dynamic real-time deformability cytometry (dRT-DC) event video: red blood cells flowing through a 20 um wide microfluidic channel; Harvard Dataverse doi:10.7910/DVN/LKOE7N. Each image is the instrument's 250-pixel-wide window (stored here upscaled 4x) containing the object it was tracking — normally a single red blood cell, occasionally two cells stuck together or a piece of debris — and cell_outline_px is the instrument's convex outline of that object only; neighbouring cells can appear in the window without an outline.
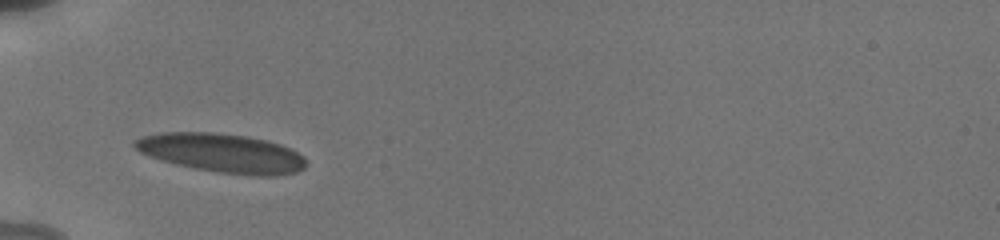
{"species": "human", "species_latin": "Homo sapiens", "temperature_condition": "cold", "stored_images_in_passage": 43, "camera_frame_rate_fps": 3000, "um_per_image_px": 0.085, "donor": {"sex": "male"}, "frame": {"image": 1, "passage_image": 1, "time_ms": 0.0, "image_size_px": [1000, 240], "cell_outline_px": [[308, 164], [304, 168], [296, 172], [276, 176], [252, 176], [220, 172], [196, 168], [176, 164], [160, 160], [140, 152], [132, 144], [136, 140], [144, 136], [160, 132], [216, 132], [248, 136], [268, 140], [280, 144], [304, 156]], "centroid_in_image_um": [18.9, 13.0], "position_along_channel_um": 66.1, "area_um2": 38.96}}
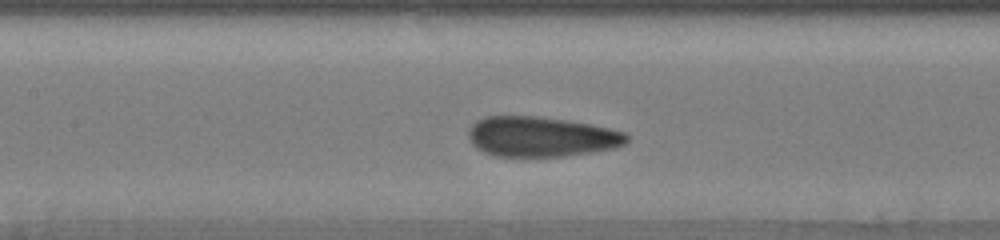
{"frame": {"image": 2, "passage_image": 18, "time_ms": 2.667, "image_size_px": [1000, 240], "cell_outline_px": [[628, 140], [624, 144], [616, 148], [592, 152], [564, 156], [492, 156], [476, 148], [468, 140], [468, 128], [476, 120], [484, 116], [540, 116], [568, 120], [592, 124], [624, 132], [628, 136]], "centroid_in_image_um": [45.96, 11.61], "position_along_channel_um": 161.4, "area_um2": 37.34}}
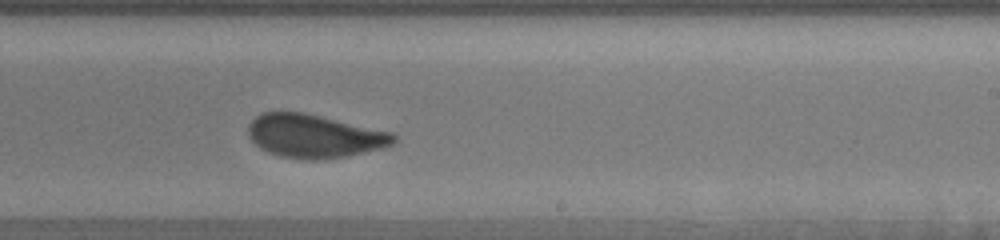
{"frame": {"image": 3, "passage_image": 26, "time_ms": 5.333, "image_size_px": [1000, 240], "cell_outline_px": [[400, 140], [384, 148], [348, 156], [316, 160], [304, 160], [280, 156], [268, 152], [260, 148], [248, 136], [248, 124], [260, 112], [304, 112], [392, 132]], "centroid_in_image_um": [26.73, 11.57], "position_along_channel_um": 262.3, "area_um2": 37.05}, "authors_computed_cell_mechanics": {"area_um2": 37.3388, "velocity_mm_per_s": 3.7979, "shape_relaxation_time_tau1_ms": 4.0908, "shape_relaxation_time_tau2_ms": 0.6595, "deformation_change_tau1": 0.1285, "deformation_change_tau2": 0.0795}}